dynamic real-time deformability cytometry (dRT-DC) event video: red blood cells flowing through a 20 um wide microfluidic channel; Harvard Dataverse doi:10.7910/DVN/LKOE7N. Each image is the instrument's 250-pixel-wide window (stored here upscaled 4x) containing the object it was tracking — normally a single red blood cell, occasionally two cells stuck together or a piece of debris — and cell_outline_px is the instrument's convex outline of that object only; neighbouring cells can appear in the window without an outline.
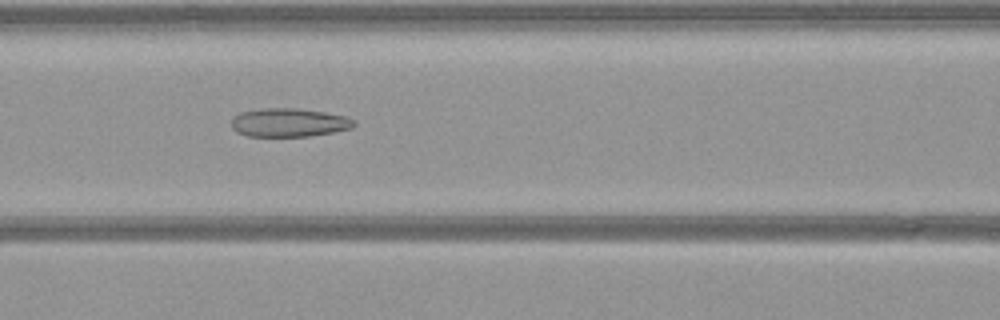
{"species": "common noctule bat (a hibernating species)", "species_latin": "Nyctalus noctula", "temperature_condition": "warm", "stored_images_in_passage": 53, "camera_frame_rate_fps": 3000, "um_per_image_px": 0.085, "animal": {"sex": "female", "body_mass_g": 21.9}, "frame": {"image": 1, "passage_image": 22, "time_ms": 7.0, "image_size_px": [1000, 320], "cell_outline_px": [[356, 124], [352, 128], [332, 132], [308, 136], [248, 136], [236, 132], [232, 128], [232, 116], [240, 112], [260, 108], [296, 108], [324, 112], [344, 116], [356, 120]], "centroid_in_image_um": [24.54, 10.41], "position_along_channel_um": 142.1, "area_um2": 20.46}}
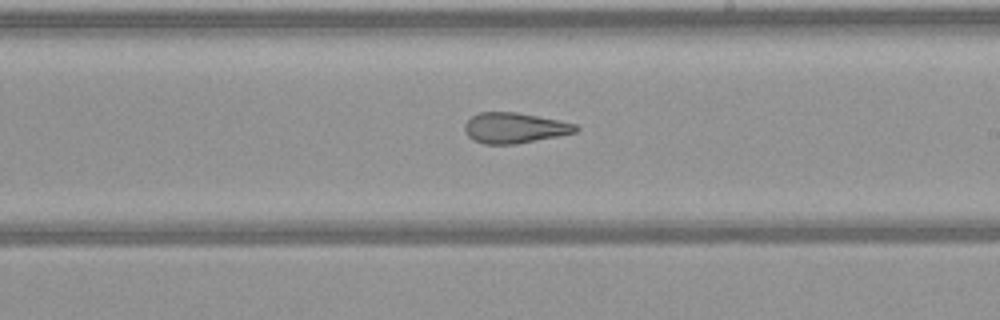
{"frame": {"image": 2, "passage_image": 30, "time_ms": 9.667, "image_size_px": [1000, 320], "cell_outline_px": [[580, 128], [576, 132], [516, 144], [484, 144], [468, 136], [464, 128], [464, 124], [472, 116], [480, 112], [516, 112], [560, 120], [576, 124]], "centroid_in_image_um": [43.74, 10.86], "position_along_channel_um": 245.3, "area_um2": 19.59}}
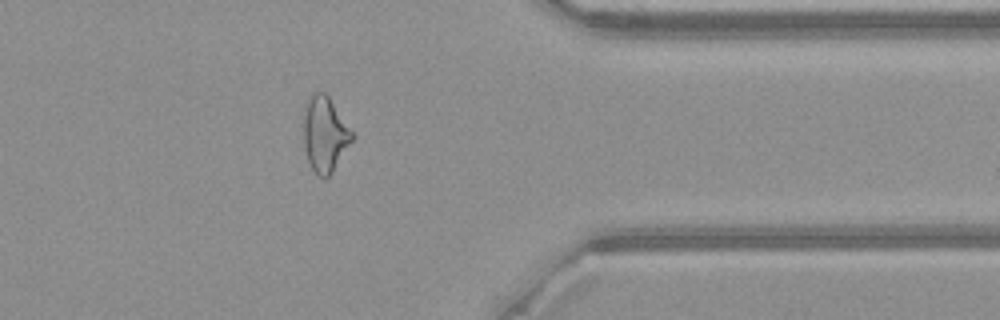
{"frame": {"image": 3, "passage_image": 42, "time_ms": 13.667, "image_size_px": [1000, 320], "cell_outline_px": [[356, 136], [332, 172], [328, 176], [320, 176], [312, 168], [308, 160], [304, 148], [304, 108], [308, 96], [320, 88], [328, 96]], "centroid_in_image_um": [27.61, 11.35], "position_along_channel_um": 383.8, "area_um2": 21.33}}